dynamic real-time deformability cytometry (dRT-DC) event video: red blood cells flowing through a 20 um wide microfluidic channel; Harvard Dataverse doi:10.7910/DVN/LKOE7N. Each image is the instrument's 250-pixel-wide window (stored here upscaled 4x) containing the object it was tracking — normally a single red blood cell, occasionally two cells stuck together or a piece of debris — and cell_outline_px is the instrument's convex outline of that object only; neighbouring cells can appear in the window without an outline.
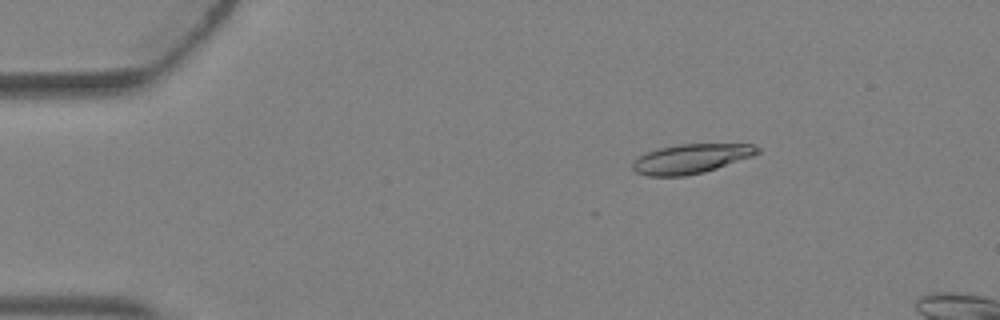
{"species": "Egyptian fruit bat (a non-hibernating species)", "species_latin": "Rousettus aegyptiacus", "temperature_condition": "warm", "stored_images_in_passage": 5, "camera_frame_rate_fps": 3000, "um_per_image_px": 0.085, "animal": {"sex": "female"}, "frame": {"image": 1, "passage_image": 3, "time_ms": 0.667, "image_size_px": [1000, 320], "cell_outline_px": [[760, 152], [752, 156], [704, 172], [684, 176], [648, 176], [636, 172], [632, 168], [632, 164], [640, 156], [648, 152], [660, 148], [680, 144], [752, 144], [760, 148]], "centroid_in_image_um": [58.75, 13.49], "position_along_channel_um": 26.3, "area_um2": 21.1}}